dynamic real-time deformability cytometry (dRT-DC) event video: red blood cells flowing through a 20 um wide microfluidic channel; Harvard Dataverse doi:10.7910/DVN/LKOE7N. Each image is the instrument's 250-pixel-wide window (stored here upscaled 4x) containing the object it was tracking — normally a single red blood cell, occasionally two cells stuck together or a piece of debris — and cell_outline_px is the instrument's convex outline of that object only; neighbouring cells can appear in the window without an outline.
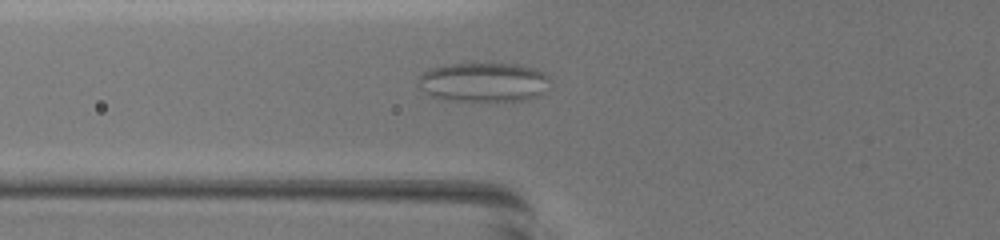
{"species": "common noctule bat (a hibernating species)", "species_latin": "Nyctalus noctula", "temperature_condition": "warm", "stored_images_in_passage": 47, "camera_frame_rate_fps": 3000, "um_per_image_px": 0.085, "animal": {"sex": "female", "body_mass_g": 19.5, "forearm_length_mm": 54.1}, "frame": {"image": 1, "passage_image": 12, "time_ms": 3.667, "image_size_px": [1000, 240], "cell_outline_px": [[548, 80], [544, 92], [540, 96], [524, 100], [444, 100], [432, 96], [424, 92], [420, 88], [420, 76], [424, 72], [432, 68], [444, 64], [520, 64], [536, 68], [544, 72], [548, 76]], "centroid_in_image_um": [41.13, 6.98], "position_along_channel_um": 84.7, "area_um2": 30.0}}
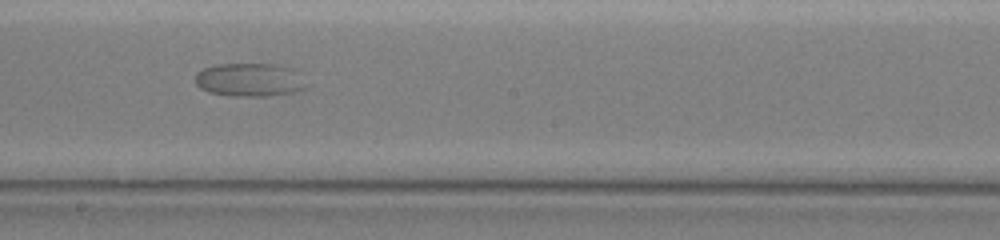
{"frame": {"image": 2, "passage_image": 24, "time_ms": 7.667, "image_size_px": [1000, 240], "cell_outline_px": [[304, 88], [292, 92], [264, 96], [232, 96], [208, 92], [200, 88], [196, 84], [196, 72], [204, 68], [220, 64], [276, 64], [292, 68]], "centroid_in_image_um": [21.1, 6.78], "position_along_channel_um": 227.1, "area_um2": 21.04}}
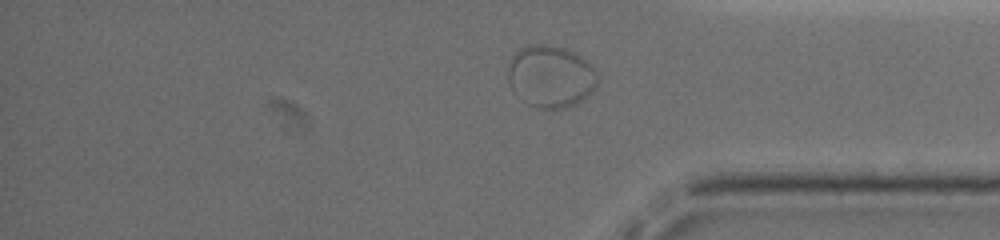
{"frame": {"image": 3, "passage_image": 38, "time_ms": 12.333, "image_size_px": [1000, 240], "cell_outline_px": [[596, 84], [576, 104], [564, 108], [536, 108], [528, 104], [516, 96], [512, 92], [508, 80], [508, 64], [512, 56], [520, 48], [528, 44], [544, 44], [564, 48], [580, 56], [596, 72]], "centroid_in_image_um": [46.71, 6.49], "position_along_channel_um": 388.5, "area_um2": 32.08}}